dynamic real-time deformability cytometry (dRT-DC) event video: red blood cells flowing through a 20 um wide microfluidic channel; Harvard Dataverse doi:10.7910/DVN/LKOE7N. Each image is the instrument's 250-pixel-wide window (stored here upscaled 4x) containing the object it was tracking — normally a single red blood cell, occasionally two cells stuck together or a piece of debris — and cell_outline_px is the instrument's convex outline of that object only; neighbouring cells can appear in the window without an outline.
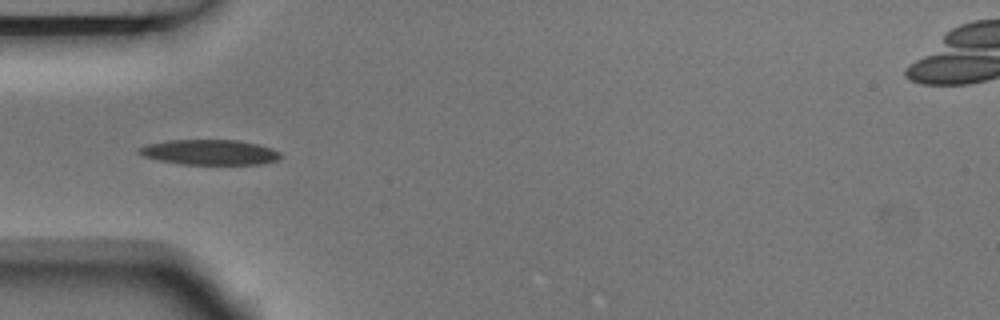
{"species": "Egyptian fruit bat (a non-hibernating species)", "species_latin": "Rousettus aegyptiacus", "temperature_condition": "room temperature", "stored_images_in_passage": 6, "camera_frame_rate_fps": 3000, "um_per_image_px": 0.085, "animal": {"sex": "male"}, "frame": {"image": 1, "passage_image": 4, "time_ms": 1.0, "image_size_px": [1000, 320], "cell_outline_px": [[284, 156], [276, 160], [260, 164], [180, 164], [156, 160], [144, 156], [136, 152], [136, 148], [148, 144], [168, 140], [236, 140], [256, 144], [272, 148], [280, 152]], "centroid_in_image_um": [17.79, 12.94], "position_along_channel_um": 67.2, "area_um2": 20.87}}
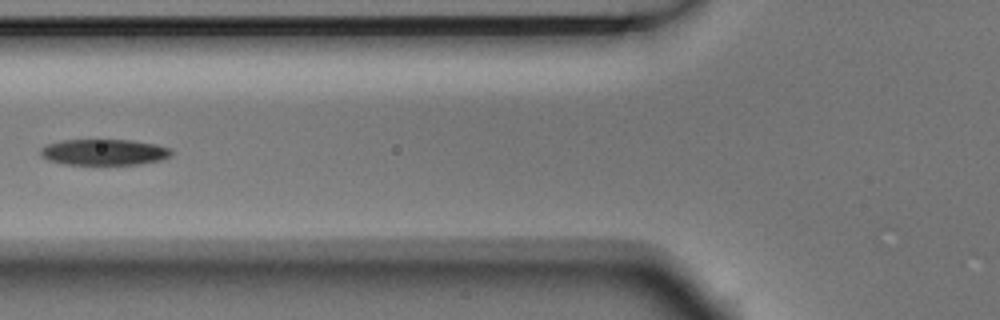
{"frame": {"image": 2, "passage_image": 5, "time_ms": 1.333, "image_size_px": [1000, 320], "cell_outline_px": [[172, 156], [160, 160], [136, 164], [64, 164], [48, 160], [40, 156], [40, 148], [44, 144], [60, 140], [132, 140], [156, 144], [172, 148]], "centroid_in_image_um": [8.82, 12.92], "position_along_channel_um": 117.0, "area_um2": 20.0}}
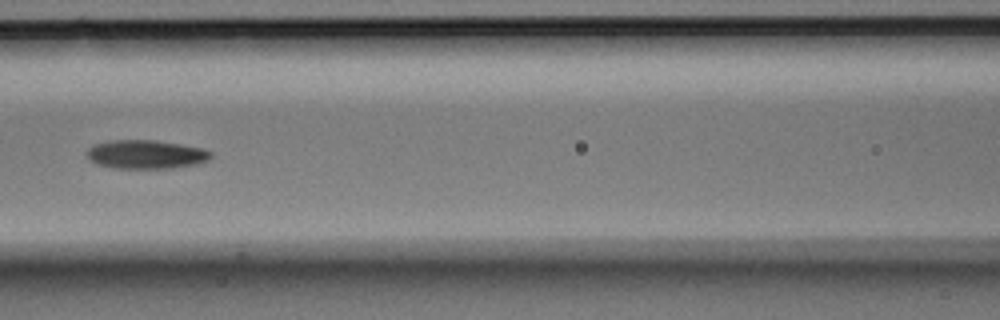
{"frame": {"image": 3, "passage_image": 6, "time_ms": 1.667, "image_size_px": [1000, 320], "cell_outline_px": [[212, 156], [208, 160], [196, 164], [172, 168], [112, 168], [96, 164], [88, 156], [88, 148], [96, 144], [112, 140], [156, 140], [180, 144], [200, 148], [212, 152]], "centroid_in_image_um": [12.42, 13.12], "position_along_channel_um": 154.2, "area_um2": 20.58}}